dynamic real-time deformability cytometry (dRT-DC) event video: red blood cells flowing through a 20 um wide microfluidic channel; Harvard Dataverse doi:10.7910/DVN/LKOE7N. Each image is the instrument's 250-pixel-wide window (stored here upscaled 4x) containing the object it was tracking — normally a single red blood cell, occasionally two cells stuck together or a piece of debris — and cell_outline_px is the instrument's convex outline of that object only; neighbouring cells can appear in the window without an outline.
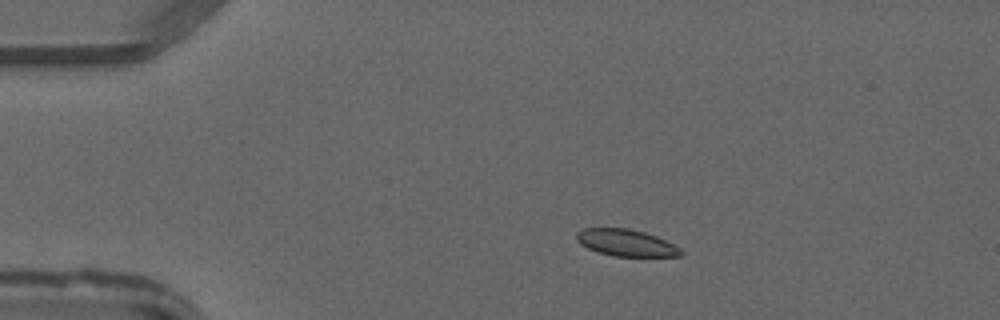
{"species": "common noctule bat (a hibernating species)", "species_latin": "Nyctalus noctula", "temperature_condition": "warm", "stored_images_in_passage": 47, "camera_frame_rate_fps": 3000, "um_per_image_px": 0.085, "animal": {"sex": "male", "forearm_length_mm": 52.5}, "frame": {"image": 1, "passage_image": 9, "time_ms": 2.667, "image_size_px": [1000, 320], "cell_outline_px": [[684, 252], [680, 256], [612, 256], [596, 252], [580, 244], [576, 240], [576, 232], [584, 228], [628, 228], [644, 232], [656, 236], [680, 248]], "centroid_in_image_um": [53.18, 20.64], "position_along_channel_um": 31.8, "area_um2": 16.3}}
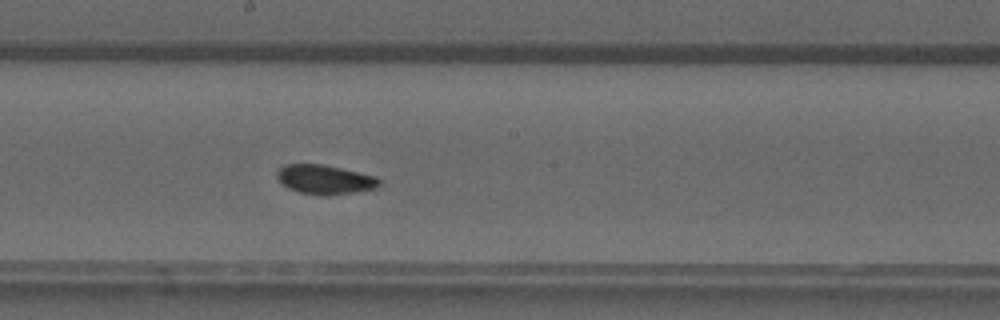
{"frame": {"image": 2, "passage_image": 26, "time_ms": 8.333, "image_size_px": [1000, 320], "cell_outline_px": [[380, 184], [376, 188], [352, 192], [324, 196], [300, 192], [288, 188], [276, 176], [276, 172], [284, 164], [324, 164], [376, 176], [380, 180]], "centroid_in_image_um": [27.61, 15.25], "position_along_channel_um": 220.6, "area_um2": 17.34}}
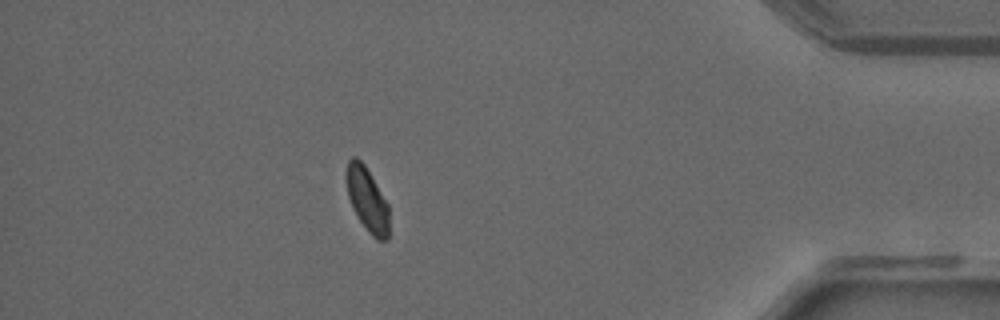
{"frame": {"image": 3, "passage_image": 42, "time_ms": 13.667, "image_size_px": [1000, 320], "cell_outline_px": [[388, 240], [376, 240], [368, 232], [360, 220], [348, 196], [344, 176], [348, 160], [352, 156], [356, 156], [364, 164], [388, 204]], "centroid_in_image_um": [31.19, 16.93], "position_along_channel_um": 404.0, "area_um2": 15.84}}